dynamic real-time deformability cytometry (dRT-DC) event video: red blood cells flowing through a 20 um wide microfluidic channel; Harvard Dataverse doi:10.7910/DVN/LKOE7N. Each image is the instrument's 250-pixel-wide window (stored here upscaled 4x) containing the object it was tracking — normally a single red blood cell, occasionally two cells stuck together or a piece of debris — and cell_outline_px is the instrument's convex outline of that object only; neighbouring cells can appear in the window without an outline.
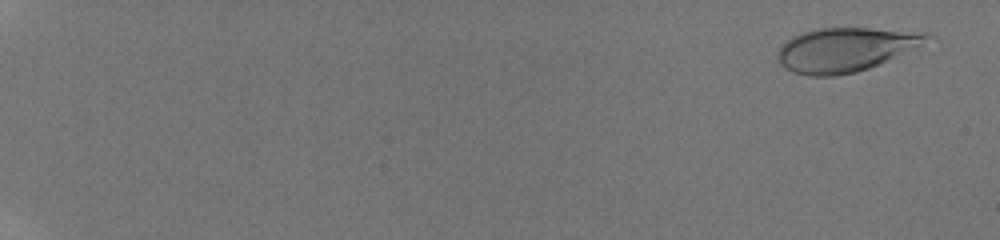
{"species": "human", "species_latin": "Homo sapiens", "temperature_condition": "room temperature", "stored_images_in_passage": 60, "camera_frame_rate_fps": 3000, "um_per_image_px": 0.085, "donor": {"sex": "male"}, "frame": {"image": 1, "passage_image": 3, "time_ms": 0.667, "image_size_px": [1000, 240], "cell_outline_px": [[928, 36], [892, 56], [868, 68], [856, 72], [836, 76], [808, 76], [792, 72], [780, 64], [780, 48], [792, 36], [800, 32], [820, 28], [872, 28], [928, 32]], "centroid_in_image_um": [71.69, 4.21], "position_along_channel_um": 13.3, "area_um2": 36.7}}
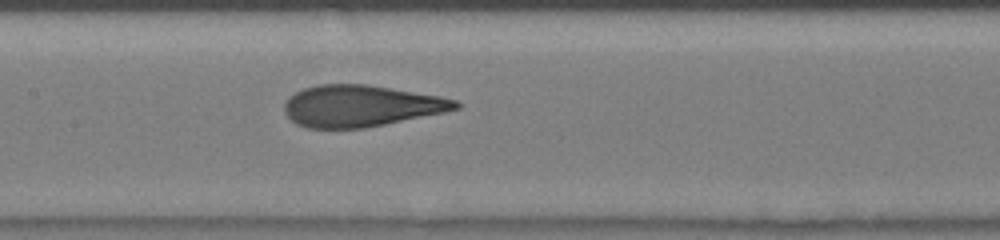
{"frame": {"image": 2, "passage_image": 34, "time_ms": 10.0, "image_size_px": [1000, 240], "cell_outline_px": [[464, 104], [460, 108], [444, 112], [364, 128], [308, 128], [296, 124], [284, 112], [284, 104], [288, 96], [304, 88], [320, 84], [368, 84], [440, 96], [456, 100]], "centroid_in_image_um": [30.67, 8.99], "position_along_channel_um": 176.7, "area_um2": 41.44}}
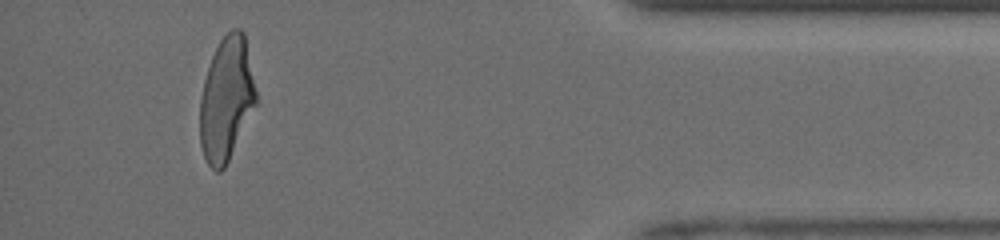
{"frame": {"image": 3, "passage_image": 56, "time_ms": 16.667, "image_size_px": [1000, 240], "cell_outline_px": [[260, 100], [224, 168], [220, 172], [216, 172], [208, 164], [204, 156], [200, 144], [200, 100], [204, 80], [212, 56], [220, 40], [232, 28], [240, 28], [244, 32]], "centroid_in_image_um": [19.29, 8.41], "position_along_channel_um": 415.9, "area_um2": 41.04}, "authors_computed_cell_mechanics": {"area_um2": 41.1825, "velocity_mm_per_s": 4.1447, "shape_relaxation_time_tau1_ms": 4.2182, "shape_relaxation_time_tau2_ms": 0.7493, "deformation_change_tau1": 0.1894, "deformation_change_tau2": 0.0749}}